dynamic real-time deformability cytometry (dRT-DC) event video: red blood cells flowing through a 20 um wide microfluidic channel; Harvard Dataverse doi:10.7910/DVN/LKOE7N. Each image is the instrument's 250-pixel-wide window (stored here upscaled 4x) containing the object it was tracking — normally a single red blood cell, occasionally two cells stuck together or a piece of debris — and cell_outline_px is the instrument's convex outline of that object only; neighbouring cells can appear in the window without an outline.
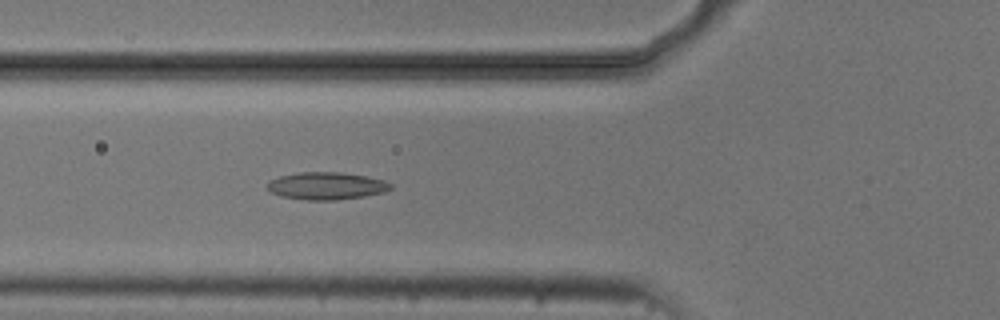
{"species": "common noctule bat (a hibernating species)", "species_latin": "Nyctalus noctula", "temperature_condition": "cold", "stored_images_in_passage": 6, "camera_frame_rate_fps": 3000, "um_per_image_px": 0.085, "animal": {"sex": "male", "body_mass_g": 20.5, "forearm_length_mm": 52.5}, "frame": {"image": 1, "passage_image": 6, "time_ms": 6.333, "image_size_px": [1000, 320], "cell_outline_px": [[392, 188], [384, 192], [364, 196], [336, 200], [308, 200], [284, 196], [272, 192], [268, 188], [268, 184], [272, 180], [280, 176], [300, 172], [340, 172], [368, 176], [384, 180], [392, 184]], "centroid_in_image_um": [27.82, 15.79], "position_along_channel_um": 98.0, "area_um2": 19.48}}